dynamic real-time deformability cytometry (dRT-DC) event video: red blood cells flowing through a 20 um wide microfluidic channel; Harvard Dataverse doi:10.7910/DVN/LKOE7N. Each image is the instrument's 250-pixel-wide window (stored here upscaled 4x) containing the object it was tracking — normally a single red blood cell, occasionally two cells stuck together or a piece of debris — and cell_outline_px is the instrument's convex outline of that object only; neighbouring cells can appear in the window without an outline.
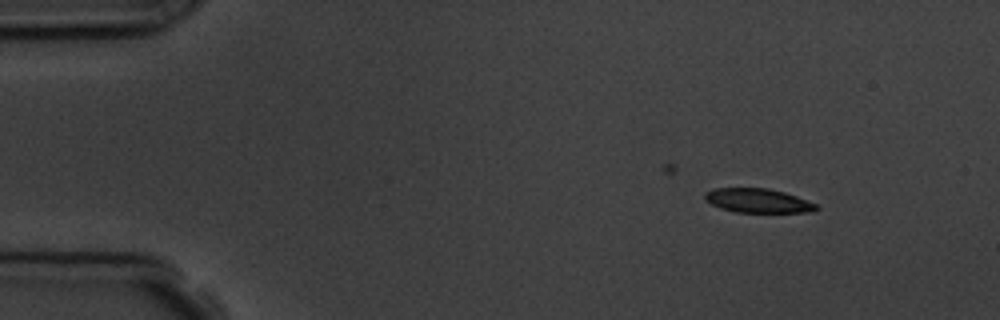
{"species": "common noctule bat (a hibernating species)", "species_latin": "Nyctalus noctula", "temperature_condition": "room temperature", "stored_images_in_passage": 15, "camera_frame_rate_fps": 3000, "um_per_image_px": 0.085, "animal": {"sex": "male", "body_mass_g": 19.5, "forearm_length_mm": 54.6}, "frame": {"image": 1, "passage_image": 1, "time_ms": 0.0, "image_size_px": [1000, 320], "cell_outline_px": [[820, 208], [812, 212], [736, 212], [720, 208], [704, 200], [704, 192], [716, 188], [768, 188], [784, 192], [796, 196], [816, 204]], "centroid_in_image_um": [64.41, 17.05], "position_along_channel_um": 20.6, "area_um2": 15.66}}
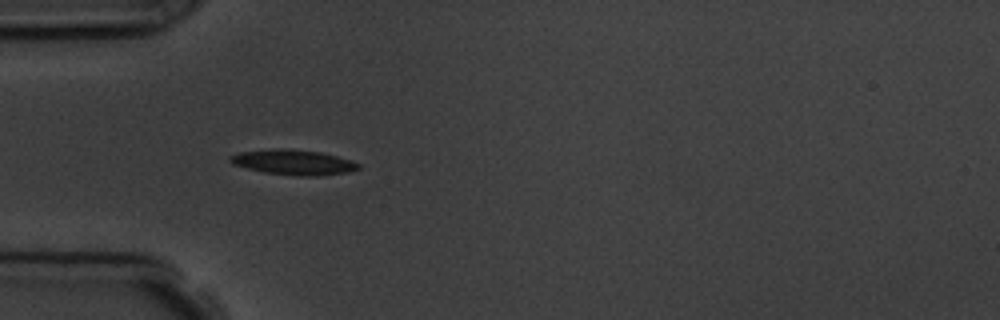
{"frame": {"image": 2, "passage_image": 4, "time_ms": 3.333, "image_size_px": [1000, 320], "cell_outline_px": [[360, 168], [348, 172], [320, 176], [300, 176], [264, 172], [232, 164], [228, 160], [228, 156], [240, 152], [276, 148], [280, 148], [320, 152], [352, 160], [360, 164]], "centroid_in_image_um": [24.94, 13.79], "position_along_channel_um": 60.1, "area_um2": 18.73}}
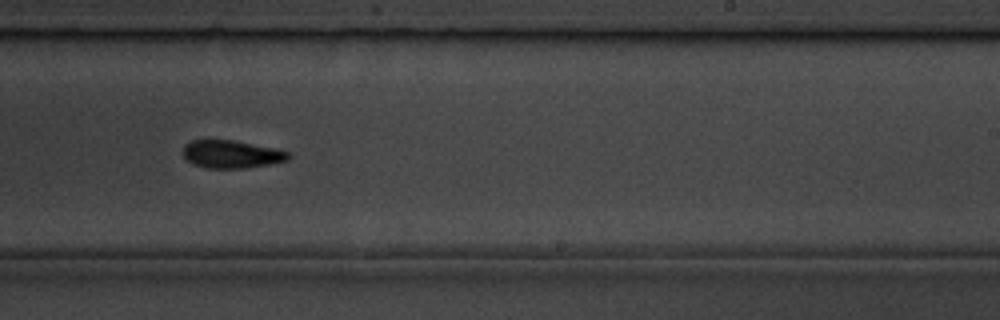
{"frame": {"image": 3, "passage_image": 9, "time_ms": 9.0, "image_size_px": [1000, 320], "cell_outline_px": [[292, 156], [288, 160], [268, 164], [244, 168], [208, 168], [192, 164], [184, 156], [184, 144], [192, 140], [232, 140], [276, 148], [288, 152]], "centroid_in_image_um": [19.69, 13.1], "position_along_channel_um": 269.3, "area_um2": 16.99}}